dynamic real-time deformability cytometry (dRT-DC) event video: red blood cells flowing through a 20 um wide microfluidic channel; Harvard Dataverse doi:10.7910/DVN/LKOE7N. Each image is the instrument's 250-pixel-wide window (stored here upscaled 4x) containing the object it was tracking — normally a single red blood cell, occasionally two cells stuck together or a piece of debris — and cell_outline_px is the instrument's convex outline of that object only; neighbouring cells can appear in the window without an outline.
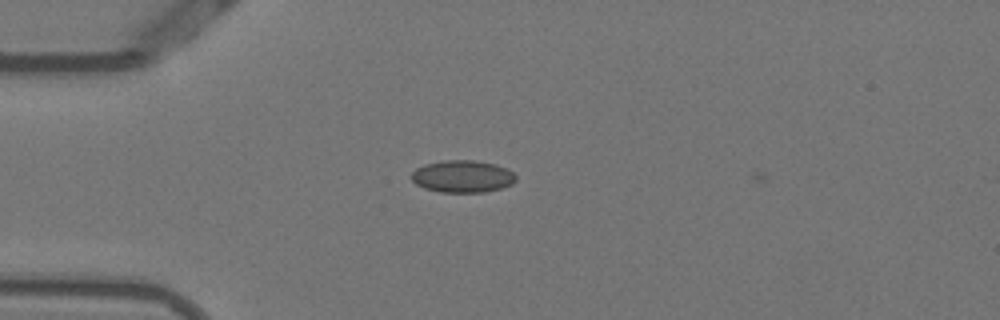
{"species": "Egyptian fruit bat (a non-hibernating species)", "species_latin": "Rousettus aegyptiacus", "temperature_condition": "warm", "stored_images_in_passage": 4, "camera_frame_rate_fps": 3000, "um_per_image_px": 0.085, "animal": {"sex": "female"}, "frame": {"image": 1, "passage_image": 3, "time_ms": 0.667, "image_size_px": [1000, 320], "cell_outline_px": [[516, 180], [512, 184], [500, 188], [484, 192], [440, 192], [424, 188], [416, 184], [412, 180], [412, 172], [416, 168], [424, 164], [444, 160], [472, 160], [496, 164], [512, 172], [516, 176]], "centroid_in_image_um": [39.3, 14.99], "position_along_channel_um": 45.7, "area_um2": 19.54}}